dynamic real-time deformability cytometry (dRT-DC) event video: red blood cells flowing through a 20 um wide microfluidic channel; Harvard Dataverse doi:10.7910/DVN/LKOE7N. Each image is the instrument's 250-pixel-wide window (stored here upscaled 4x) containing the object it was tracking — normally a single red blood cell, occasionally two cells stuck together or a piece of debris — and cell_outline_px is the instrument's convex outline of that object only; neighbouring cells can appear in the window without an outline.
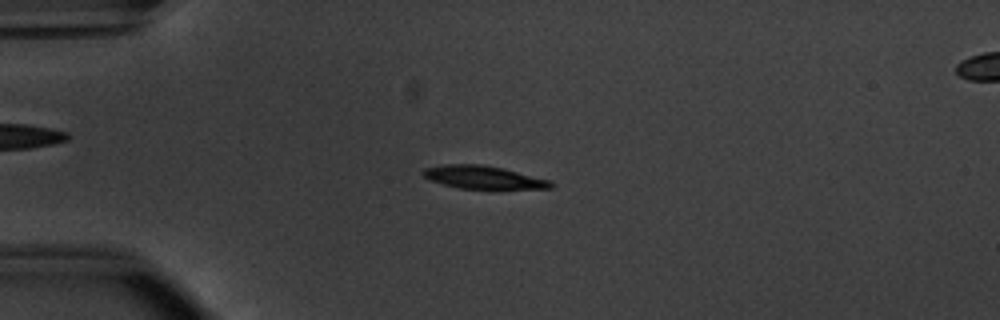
{"species": "common noctule bat (a hibernating species)", "species_latin": "Nyctalus noctula", "temperature_condition": "warm", "stored_images_in_passage": 52, "camera_frame_rate_fps": 3000, "um_per_image_px": 0.085, "animal": {"sex": "male", "body_mass_g": 20.1, "forearm_length_mm": 53.5}, "frame": {"image": 1, "passage_image": 13, "time_ms": 4.0, "image_size_px": [1000, 320], "cell_outline_px": [[552, 188], [460, 188], [444, 184], [432, 180], [424, 176], [420, 172], [424, 168], [444, 164], [480, 164], [504, 168], [548, 180], [552, 184]], "centroid_in_image_um": [41.02, 15.05], "position_along_channel_um": 44.0, "area_um2": 16.65}}
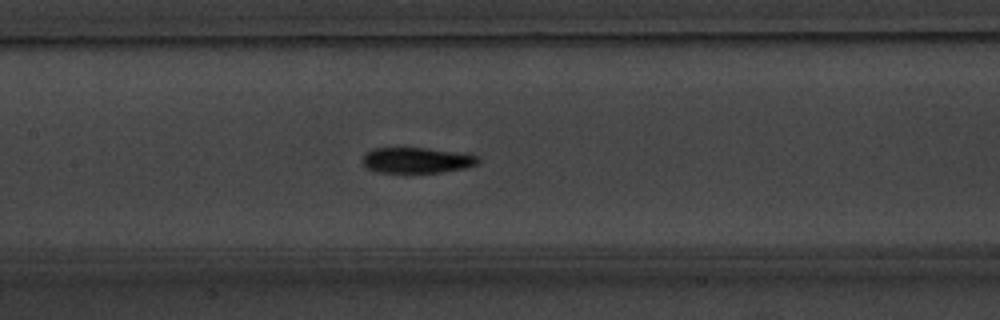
{"frame": {"image": 2, "passage_image": 25, "time_ms": 8.0, "image_size_px": [1000, 320], "cell_outline_px": [[480, 160], [476, 164], [464, 168], [444, 172], [380, 172], [368, 168], [360, 160], [364, 152], [372, 148], [428, 148], [480, 156]], "centroid_in_image_um": [35.38, 13.61], "position_along_channel_um": 172.0, "area_um2": 17.22}}
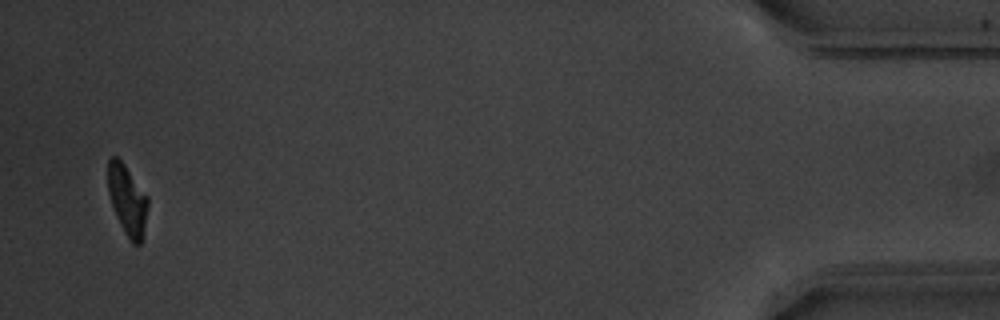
{"frame": {"image": 3, "passage_image": 51, "time_ms": 16.667, "image_size_px": [1000, 320], "cell_outline_px": [[148, 204], [140, 244], [132, 244], [124, 232], [116, 216], [108, 192], [108, 160], [112, 156], [116, 156], [124, 164], [148, 196]], "centroid_in_image_um": [10.81, 16.98], "position_along_channel_um": 424.4, "area_um2": 16.01}, "authors_computed_cell_mechanics": {"area_um2": 17.5712, "velocity_mm_per_s": 3.8223, "shape_relaxation_time_tau1_ms": 2.2172, "shape_relaxation_time_tau2_ms": 1.9498, "deformation_change_tau1": 0.1714, "deformation_change_tau2": 0.0816}}